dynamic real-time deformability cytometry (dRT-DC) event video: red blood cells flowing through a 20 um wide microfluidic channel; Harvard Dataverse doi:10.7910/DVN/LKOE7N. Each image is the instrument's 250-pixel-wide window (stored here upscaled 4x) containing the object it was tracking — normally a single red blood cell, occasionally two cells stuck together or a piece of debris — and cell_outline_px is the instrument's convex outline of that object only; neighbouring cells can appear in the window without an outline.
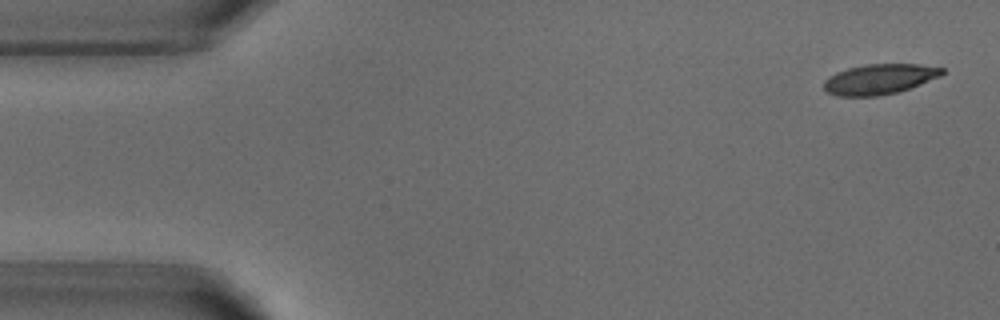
{"species": "common noctule bat (a hibernating species)", "species_latin": "Nyctalus noctula", "temperature_condition": "warm", "stored_images_in_passage": 6, "camera_frame_rate_fps": 3000, "um_per_image_px": 0.085, "animal": {"sex": "male", "body_mass_g": 18.8}, "frame": {"image": 1, "passage_image": 1, "time_ms": 0.0, "image_size_px": [1000, 320], "cell_outline_px": [[944, 72], [940, 76], [920, 84], [896, 92], [876, 96], [836, 96], [828, 92], [824, 88], [824, 80], [828, 76], [836, 72], [848, 68], [864, 64], [920, 64], [944, 68]], "centroid_in_image_um": [74.72, 6.72], "position_along_channel_um": 10.3, "area_um2": 20.75}}
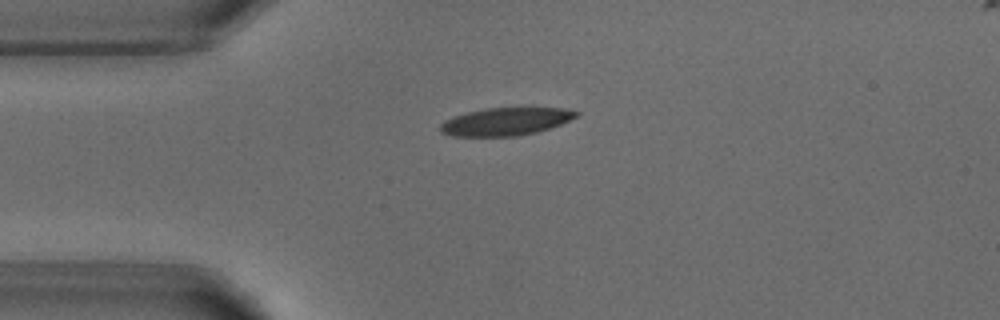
{"frame": {"image": 2, "passage_image": 3, "time_ms": 3.333, "image_size_px": [1000, 320], "cell_outline_px": [[580, 112], [576, 116], [560, 124], [536, 132], [516, 136], [452, 136], [440, 132], [440, 124], [444, 120], [452, 116], [468, 112], [488, 108], [520, 104], [564, 108]], "centroid_in_image_um": [43.01, 10.27], "position_along_channel_um": 42.0, "area_um2": 22.89}}
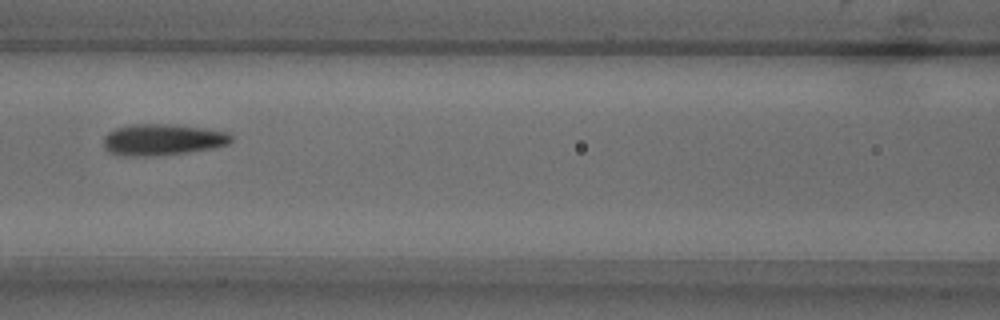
{"frame": {"image": 3, "passage_image": 6, "time_ms": 6.667, "image_size_px": [1000, 320], "cell_outline_px": [[232, 140], [228, 144], [212, 148], [184, 152], [144, 156], [124, 156], [108, 152], [104, 148], [104, 136], [108, 132], [116, 128], [132, 124], [176, 124], [208, 128], [228, 132], [232, 136]], "centroid_in_image_um": [13.81, 11.85], "position_along_channel_um": 152.8, "area_um2": 23.35}}